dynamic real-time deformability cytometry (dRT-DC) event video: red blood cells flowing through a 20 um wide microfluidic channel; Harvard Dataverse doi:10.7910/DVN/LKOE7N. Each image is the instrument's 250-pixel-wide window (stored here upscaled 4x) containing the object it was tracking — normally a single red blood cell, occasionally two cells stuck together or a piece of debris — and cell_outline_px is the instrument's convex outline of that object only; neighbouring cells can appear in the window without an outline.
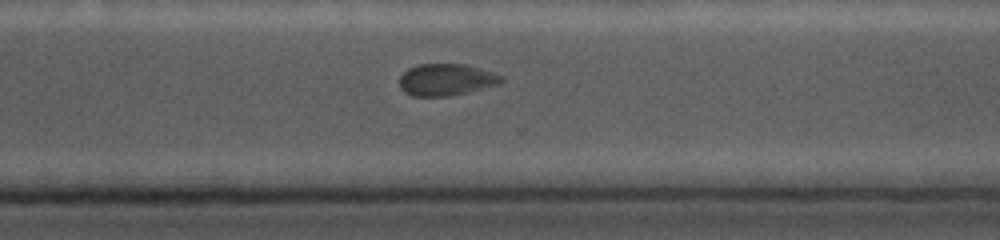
{"species": "common noctule bat (a hibernating species)", "species_latin": "Nyctalus noctula", "temperature_condition": "cold", "stored_images_in_passage": 34, "camera_frame_rate_fps": 5000, "um_per_image_px": 0.085, "animal": {"sex": "female", "body_mass_g": 19.0, "forearm_length_mm": 56.7}, "frame": {"image": 1, "passage_image": 29, "time_ms": 10.6, "image_size_px": [1000, 240], "cell_outline_px": [[504, 80], [500, 84], [468, 92], [448, 96], [412, 96], [404, 92], [400, 88], [400, 76], [408, 68], [416, 64], [468, 64], [492, 72], [500, 76]], "centroid_in_image_um": [37.91, 6.77], "position_along_channel_um": 332.7, "area_um2": 18.96}}